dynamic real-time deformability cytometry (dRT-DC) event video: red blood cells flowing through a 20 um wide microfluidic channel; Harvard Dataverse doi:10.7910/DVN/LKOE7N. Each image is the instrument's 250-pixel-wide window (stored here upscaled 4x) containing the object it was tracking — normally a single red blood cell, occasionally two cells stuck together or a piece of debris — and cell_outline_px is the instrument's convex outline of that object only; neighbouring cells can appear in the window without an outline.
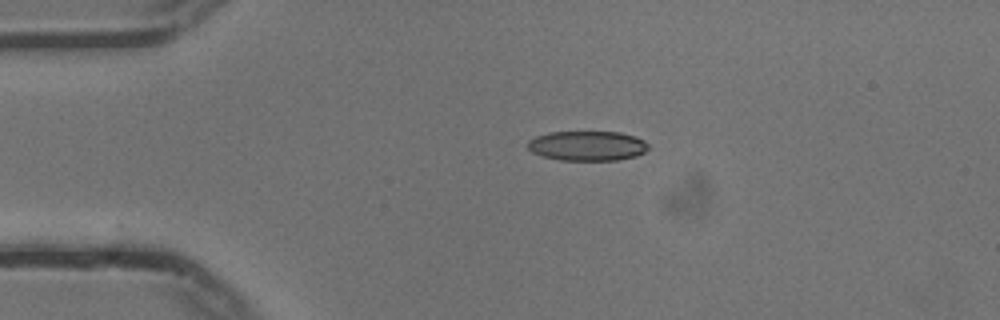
{"species": "common noctule bat (a hibernating species)", "species_latin": "Nyctalus noctula", "temperature_condition": "cold", "stored_images_in_passage": 17, "camera_frame_rate_fps": 3000, "um_per_image_px": 0.085, "animal": {"sex": "male", "body_mass_g": 13.3}, "frame": {"image": 1, "passage_image": 1, "time_ms": 0.0, "image_size_px": [1000, 320], "cell_outline_px": [[648, 148], [644, 152], [636, 156], [616, 160], [560, 160], [544, 156], [532, 152], [528, 148], [528, 140], [536, 136], [548, 132], [620, 132], [636, 136], [644, 140], [648, 144]], "centroid_in_image_um": [49.93, 12.39], "position_along_channel_um": 35.1, "area_um2": 20.92}}
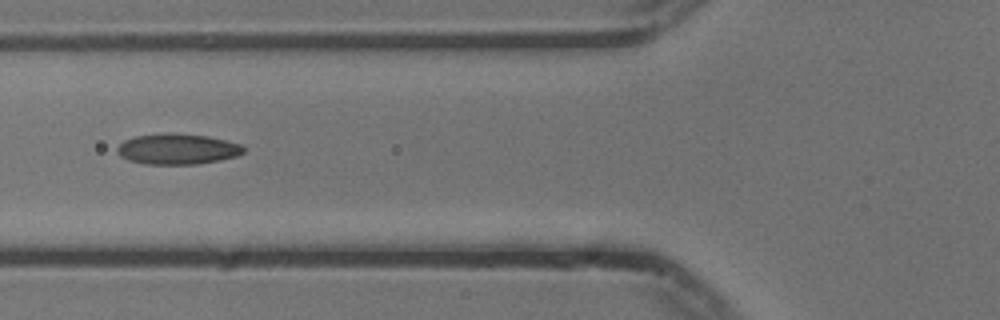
{"frame": {"image": 2, "passage_image": 10, "time_ms": 3.0, "image_size_px": [1000, 320], "cell_outline_px": [[244, 152], [236, 156], [196, 164], [144, 164], [128, 160], [120, 156], [116, 152], [116, 148], [124, 140], [136, 136], [208, 136], [240, 144], [244, 148]], "centroid_in_image_um": [15.05, 12.72], "position_along_channel_um": 110.7, "area_um2": 21.44}}
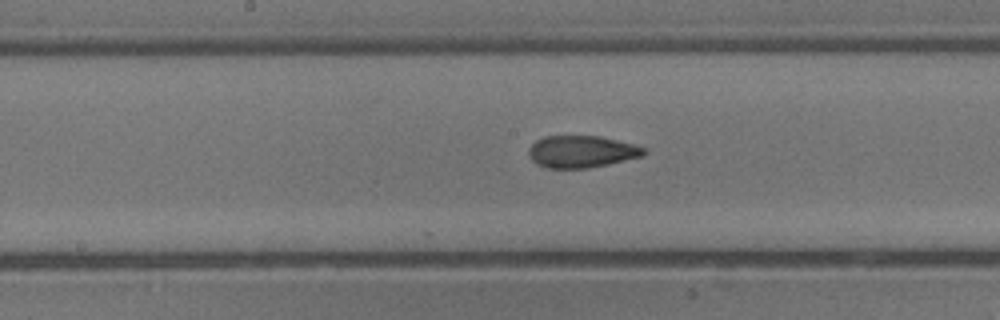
{"frame": {"image": 3, "passage_image": 17, "time_ms": 5.333, "image_size_px": [1000, 320], "cell_outline_px": [[644, 152], [640, 156], [588, 168], [548, 168], [536, 164], [532, 160], [528, 152], [528, 148], [536, 140], [544, 136], [600, 136], [632, 144], [644, 148]], "centroid_in_image_um": [49.34, 12.88], "position_along_channel_um": 198.9, "area_um2": 21.1}}